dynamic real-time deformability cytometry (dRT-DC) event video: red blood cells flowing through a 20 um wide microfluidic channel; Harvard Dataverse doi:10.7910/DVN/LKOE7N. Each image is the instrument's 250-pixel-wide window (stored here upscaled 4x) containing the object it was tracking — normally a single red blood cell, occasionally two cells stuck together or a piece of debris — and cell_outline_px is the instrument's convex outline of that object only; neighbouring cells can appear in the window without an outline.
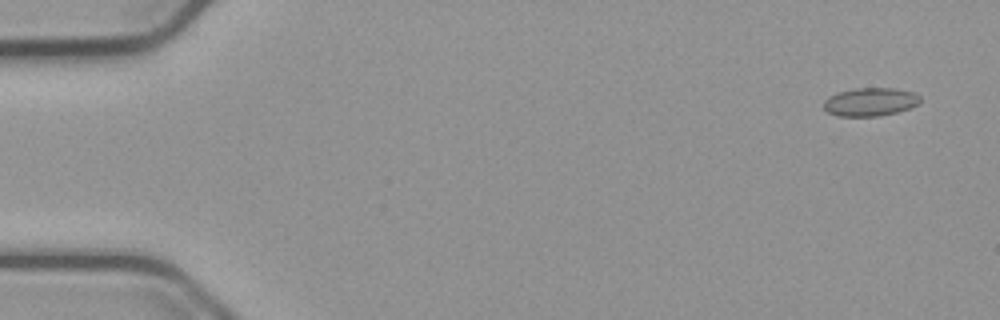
{"species": "common noctule bat (a hibernating species)", "species_latin": "Nyctalus noctula", "temperature_condition": "cold", "stored_images_in_passage": 55, "camera_frame_rate_fps": 3000, "um_per_image_px": 0.085, "animal": {"sex": "male", "body_mass_g": 23.1, "forearm_length_mm": 52.7}, "frame": {"image": 1, "passage_image": 3, "time_ms": 0.667, "image_size_px": [1000, 320], "cell_outline_px": [[920, 100], [916, 104], [908, 108], [896, 112], [880, 116], [836, 116], [828, 112], [824, 108], [824, 100], [828, 96], [836, 92], [856, 88], [896, 88], [916, 92], [920, 96]], "centroid_in_image_um": [73.95, 8.65], "position_along_channel_um": 11.1, "area_um2": 16.01}}
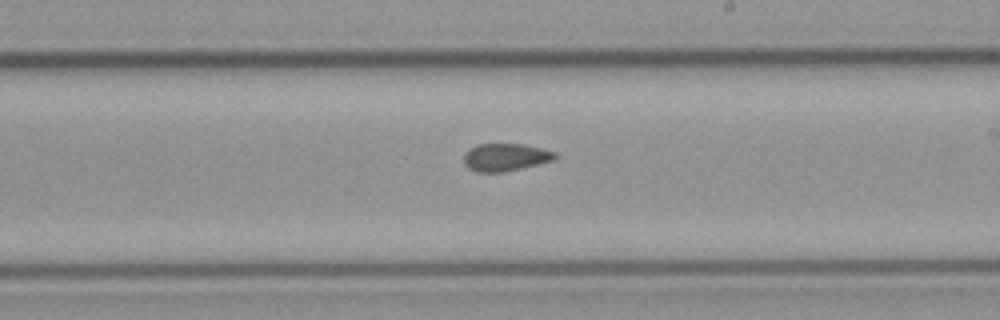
{"frame": {"image": 2, "passage_image": 32, "time_ms": 10.333, "image_size_px": [1000, 320], "cell_outline_px": [[556, 156], [552, 160], [504, 172], [476, 172], [468, 168], [464, 164], [464, 156], [476, 144], [524, 144], [556, 152]], "centroid_in_image_um": [42.93, 13.36], "position_along_channel_um": 246.1, "area_um2": 14.39}}
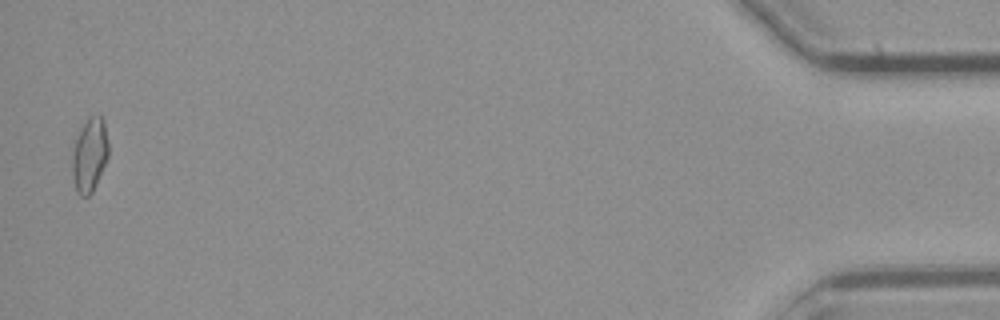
{"frame": {"image": 3, "passage_image": 54, "time_ms": 17.667, "image_size_px": [1000, 320], "cell_outline_px": [[108, 156], [96, 184], [92, 192], [88, 196], [80, 196], [76, 192], [72, 176], [72, 152], [80, 128], [92, 116], [100, 116], [104, 120], [108, 144]], "centroid_in_image_um": [7.6, 13.21], "position_along_channel_um": 427.6, "area_um2": 15.43}, "authors_computed_cell_mechanics": {"area_um2": 15.1436, "velocity_mm_per_s": 3.7802, "shape_relaxation_time_tau1_ms": null, "shape_relaxation_time_tau2_ms": 2.5242, "deformation_change_tau1": null, "deformation_change_tau2": 0.0749}}